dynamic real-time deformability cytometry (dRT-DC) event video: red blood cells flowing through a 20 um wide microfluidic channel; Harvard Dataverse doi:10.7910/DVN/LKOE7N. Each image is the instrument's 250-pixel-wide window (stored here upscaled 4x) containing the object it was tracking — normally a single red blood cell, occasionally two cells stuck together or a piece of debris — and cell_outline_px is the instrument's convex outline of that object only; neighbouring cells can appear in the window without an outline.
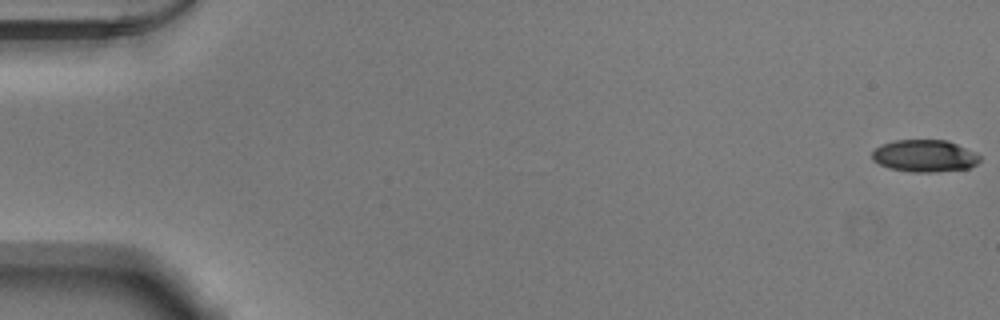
{"species": "Egyptian fruit bat (a non-hibernating species)", "species_latin": "Rousettus aegyptiacus", "temperature_condition": "warm", "stored_images_in_passage": 53, "camera_frame_rate_fps": 3000, "um_per_image_px": 0.085, "animal": {"sex": "male"}, "frame": {"image": 1, "passage_image": 1, "time_ms": 0.0, "image_size_px": [1000, 320], "cell_outline_px": [[980, 160], [976, 164], [968, 168], [936, 172], [908, 172], [888, 168], [872, 160], [872, 152], [876, 148], [884, 144], [896, 140], [948, 140], [980, 156]], "centroid_in_image_um": [78.56, 13.26], "position_along_channel_um": 6.4, "area_um2": 20.0}}
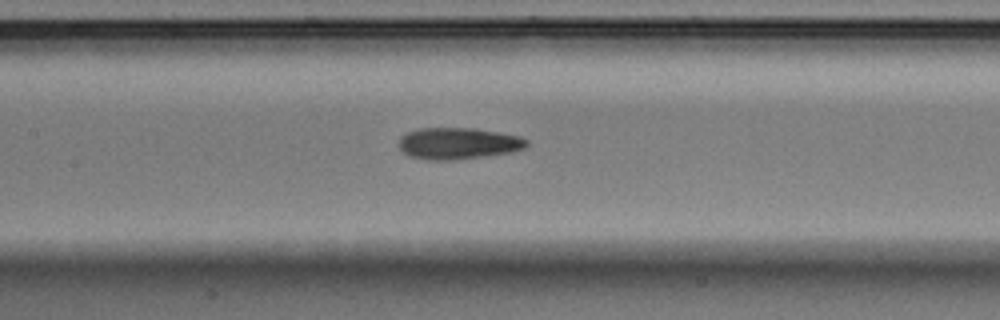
{"frame": {"image": 2, "passage_image": 26, "time_ms": 8.333, "image_size_px": [1000, 320], "cell_outline_px": [[528, 144], [524, 148], [512, 152], [456, 160], [428, 160], [408, 156], [400, 148], [400, 136], [408, 132], [420, 128], [476, 128], [520, 136], [528, 140]], "centroid_in_image_um": [38.95, 12.19], "position_along_channel_um": 168.4, "area_um2": 23.58}}
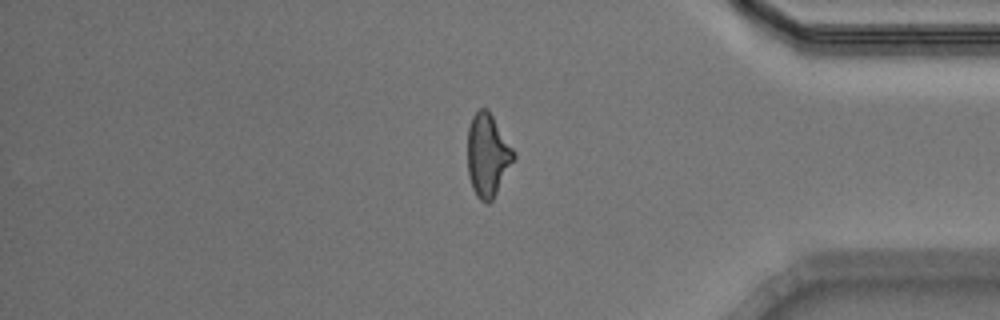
{"frame": {"image": 3, "passage_image": 45, "time_ms": 14.667, "image_size_px": [1000, 320], "cell_outline_px": [[516, 156], [492, 200], [488, 204], [480, 200], [476, 196], [472, 188], [468, 172], [468, 128], [472, 116], [480, 108], [488, 108], [516, 152]], "centroid_in_image_um": [41.45, 13.17], "position_along_channel_um": 393.7, "area_um2": 22.31}}